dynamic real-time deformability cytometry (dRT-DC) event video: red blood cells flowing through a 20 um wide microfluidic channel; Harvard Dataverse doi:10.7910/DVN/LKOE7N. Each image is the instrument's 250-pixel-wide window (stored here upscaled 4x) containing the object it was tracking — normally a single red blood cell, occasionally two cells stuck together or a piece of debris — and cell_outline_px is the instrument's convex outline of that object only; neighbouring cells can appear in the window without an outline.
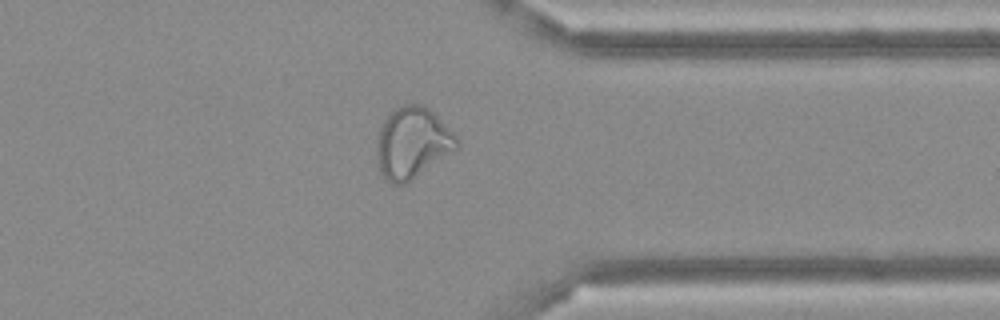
{"species": "Egyptian fruit bat (a non-hibernating species)", "species_latin": "Rousettus aegyptiacus", "temperature_condition": "cold", "stored_images_in_passage": 49, "camera_frame_rate_fps": 3000, "um_per_image_px": 0.085, "frame": {"image": 1, "passage_image": 38, "time_ms": 12.333, "image_size_px": [1000, 320], "cell_outline_px": [[460, 144], [456, 148], [412, 180], [404, 184], [392, 184], [380, 176], [376, 164], [376, 132], [384, 120], [400, 104], [420, 104], [428, 108], [460, 140]], "centroid_in_image_um": [34.97, 12.17], "position_along_channel_um": 376.4, "area_um2": 33.29}}
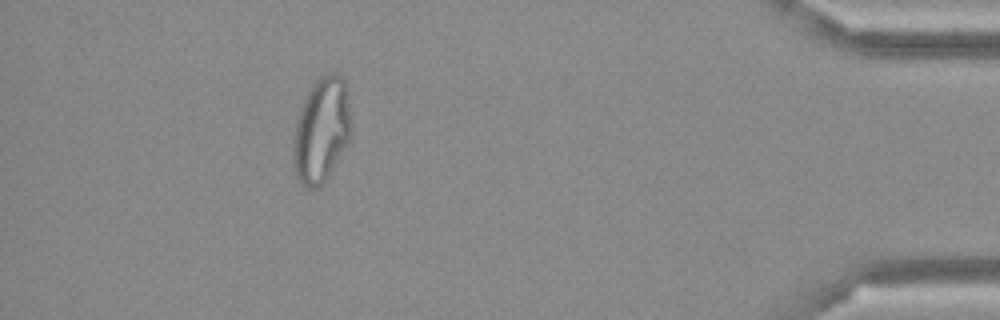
{"frame": {"image": 2, "passage_image": 44, "time_ms": 14.333, "image_size_px": [1000, 320], "cell_outline_px": [[352, 136], [328, 176], [316, 188], [308, 188], [300, 184], [296, 176], [292, 164], [292, 140], [300, 108], [312, 84], [320, 76], [328, 72], [336, 72], [344, 80], [352, 128]], "centroid_in_image_um": [27.3, 11.07], "position_along_channel_um": 407.9, "area_um2": 35.6}}